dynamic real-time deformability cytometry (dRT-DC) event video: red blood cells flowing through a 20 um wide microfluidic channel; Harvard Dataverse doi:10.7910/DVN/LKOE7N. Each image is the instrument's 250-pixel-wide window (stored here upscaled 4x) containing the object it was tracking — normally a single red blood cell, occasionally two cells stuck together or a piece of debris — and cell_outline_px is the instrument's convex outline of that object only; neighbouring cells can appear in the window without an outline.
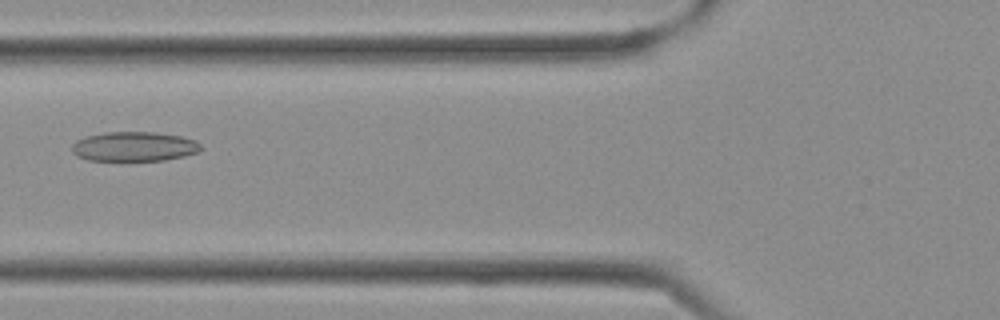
{"species": "Egyptian fruit bat (a non-hibernating species)", "species_latin": "Rousettus aegyptiacus", "temperature_condition": "cold", "stored_images_in_passage": 37, "camera_frame_rate_fps": 3000, "um_per_image_px": 0.085, "frame": {"image": 1, "passage_image": 14, "time_ms": 4.333, "image_size_px": [1000, 320], "cell_outline_px": [[204, 148], [200, 152], [184, 156], [164, 160], [88, 160], [76, 156], [72, 152], [72, 144], [76, 140], [84, 136], [104, 132], [152, 132], [180, 136], [196, 140]], "centroid_in_image_um": [11.4, 12.45], "position_along_channel_um": 114.4, "area_um2": 22.37}}
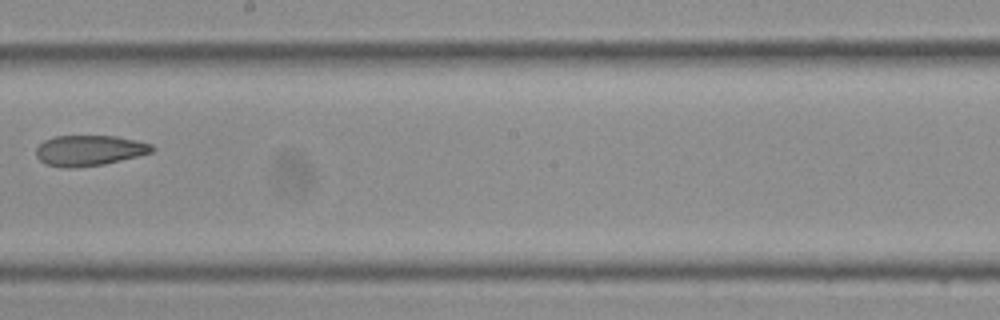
{"frame": {"image": 2, "passage_image": 21, "time_ms": 6.667, "image_size_px": [1000, 320], "cell_outline_px": [[156, 148], [152, 152], [104, 164], [72, 168], [64, 168], [44, 164], [36, 156], [36, 148], [44, 140], [56, 136], [116, 136], [136, 140], [152, 144]], "centroid_in_image_um": [7.57, 12.79], "position_along_channel_um": 240.6, "area_um2": 20.63}}
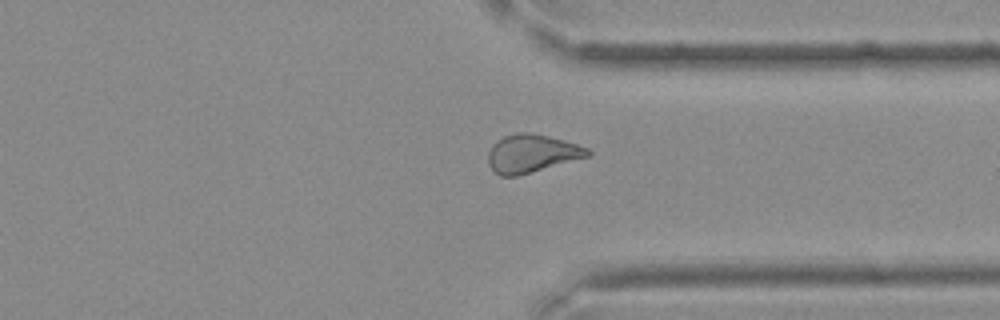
{"frame": {"image": 3, "passage_image": 28, "time_ms": 9.0, "image_size_px": [1000, 320], "cell_outline_px": [[592, 156], [516, 176], [500, 176], [488, 164], [488, 152], [492, 144], [496, 140], [504, 136], [516, 132], [528, 132], [548, 136], [564, 140], [588, 148], [592, 152]], "centroid_in_image_um": [45.21, 13.04], "position_along_channel_um": 366.2, "area_um2": 22.2}}